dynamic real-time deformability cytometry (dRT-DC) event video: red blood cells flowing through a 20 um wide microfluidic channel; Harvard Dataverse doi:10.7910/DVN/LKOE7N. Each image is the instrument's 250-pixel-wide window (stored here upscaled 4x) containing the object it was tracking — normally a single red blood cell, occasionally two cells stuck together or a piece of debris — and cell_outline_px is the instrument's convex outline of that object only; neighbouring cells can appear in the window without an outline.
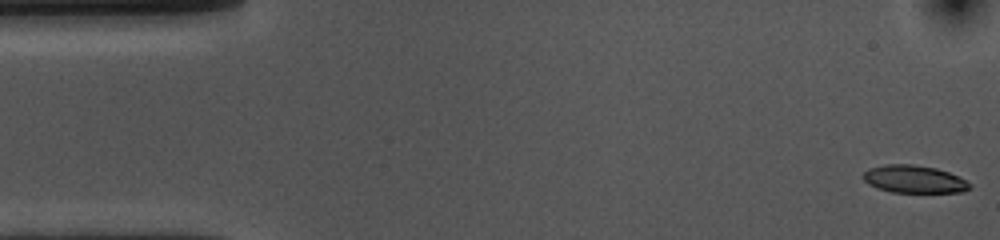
{"species": "common noctule bat (a hibernating species)", "species_latin": "Nyctalus noctula", "temperature_condition": "cold", "stored_images_in_passage": 55, "camera_frame_rate_fps": 3000, "um_per_image_px": 0.085, "animal": {"sex": "female", "body_mass_g": 10.0, "forearm_length_mm": 53.1}, "frame": {"image": 1, "passage_image": 1, "time_ms": 0.0, "image_size_px": [1000, 240], "cell_outline_px": [[972, 188], [964, 192], [892, 192], [876, 188], [868, 184], [860, 176], [868, 168], [884, 164], [912, 164], [936, 168], [948, 172], [972, 184]], "centroid_in_image_um": [77.66, 15.23], "position_along_channel_um": 7.3, "area_um2": 17.28}}
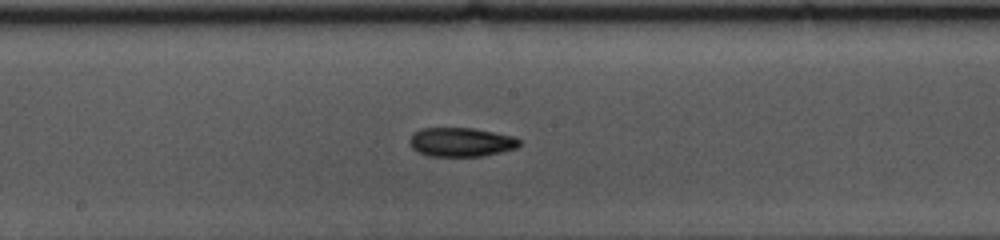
{"frame": {"image": 2, "passage_image": 27, "time_ms": 8.667, "image_size_px": [1000, 240], "cell_outline_px": [[520, 144], [516, 148], [500, 152], [480, 156], [428, 156], [412, 148], [408, 140], [420, 128], [472, 128], [516, 136], [520, 140]], "centroid_in_image_um": [39.21, 12.07], "position_along_channel_um": 209.0, "area_um2": 18.5}}
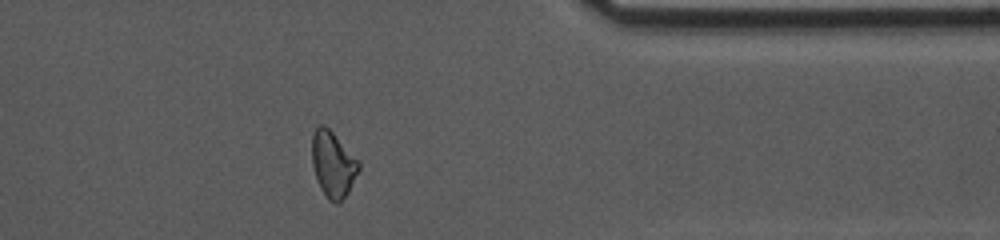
{"frame": {"image": 3, "passage_image": 43, "time_ms": 14.0, "image_size_px": [1000, 240], "cell_outline_px": [[360, 168], [348, 192], [340, 204], [336, 204], [328, 200], [320, 188], [312, 164], [312, 136], [316, 128], [320, 124], [324, 124], [360, 160]], "centroid_in_image_um": [28.32, 13.98], "position_along_channel_um": 383.1, "area_um2": 18.03}, "authors_computed_cell_mechanics": {"area_um2": 18.1492, "velocity_mm_per_s": 3.6157, "shape_relaxation_time_tau1_ms": null, "shape_relaxation_time_tau2_ms": 8.9382, "deformation_change_tau1": null, "deformation_change_tau2": 0.1751}}